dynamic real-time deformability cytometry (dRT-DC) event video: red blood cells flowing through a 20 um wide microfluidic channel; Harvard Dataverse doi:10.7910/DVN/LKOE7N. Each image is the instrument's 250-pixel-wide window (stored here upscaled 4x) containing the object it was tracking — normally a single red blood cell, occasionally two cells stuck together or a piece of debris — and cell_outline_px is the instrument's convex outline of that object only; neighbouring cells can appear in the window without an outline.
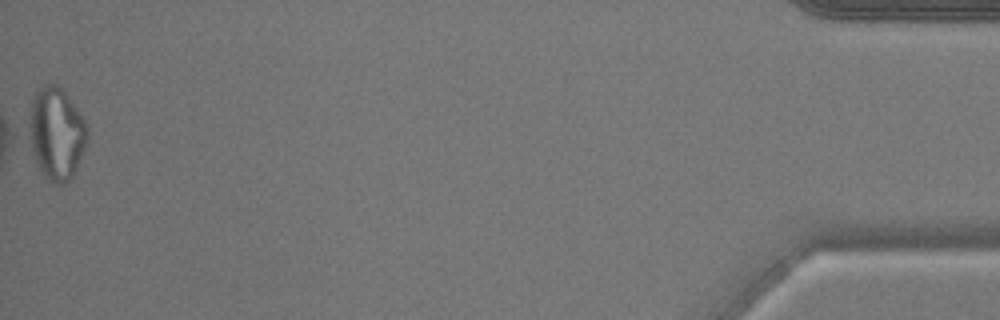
{"species": "common noctule bat (a hibernating species)", "species_latin": "Nyctalus noctula", "temperature_condition": "warm", "stored_images_in_passage": 39, "camera_frame_rate_fps": 3000, "um_per_image_px": 0.085, "animal": {"sex": "male", "body_mass_g": 17.9}, "frame": {"image": 1, "passage_image": 39, "time_ms": 12.667, "image_size_px": [1000, 320], "cell_outline_px": [[88, 132], [84, 148], [76, 168], [72, 176], [68, 180], [60, 184], [48, 180], [40, 168], [24, 140], [32, 100], [36, 88], [44, 84], [56, 84], [64, 88], [84, 120], [88, 128]], "centroid_in_image_um": [4.72, 11.28], "position_along_channel_um": 430.5, "area_um2": 31.96}}